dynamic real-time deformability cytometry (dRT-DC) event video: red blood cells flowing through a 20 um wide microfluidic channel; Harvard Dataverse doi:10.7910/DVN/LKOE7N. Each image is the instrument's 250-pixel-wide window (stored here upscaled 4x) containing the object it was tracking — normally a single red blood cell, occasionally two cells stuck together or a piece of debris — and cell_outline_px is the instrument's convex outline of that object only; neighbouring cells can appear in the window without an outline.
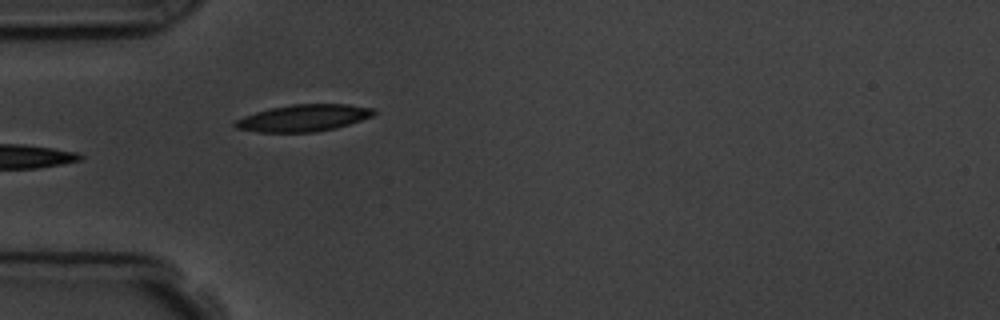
{"species": "common noctule bat (a hibernating species)", "species_latin": "Nyctalus noctula", "temperature_condition": "room temperature", "stored_images_in_passage": 6, "camera_frame_rate_fps": 3000, "um_per_image_px": 0.085, "animal": {"sex": "male", "body_mass_g": 19.5, "forearm_length_mm": 54.6}, "frame": {"image": 1, "passage_image": 6, "time_ms": 5.667, "image_size_px": [1000, 320], "cell_outline_px": [[376, 112], [372, 116], [336, 128], [316, 132], [256, 132], [236, 128], [232, 124], [236, 120], [244, 116], [256, 112], [272, 108], [292, 104], [348, 104], [376, 108]], "centroid_in_image_um": [25.81, 10.02], "position_along_channel_um": 59.2, "area_um2": 21.68}}